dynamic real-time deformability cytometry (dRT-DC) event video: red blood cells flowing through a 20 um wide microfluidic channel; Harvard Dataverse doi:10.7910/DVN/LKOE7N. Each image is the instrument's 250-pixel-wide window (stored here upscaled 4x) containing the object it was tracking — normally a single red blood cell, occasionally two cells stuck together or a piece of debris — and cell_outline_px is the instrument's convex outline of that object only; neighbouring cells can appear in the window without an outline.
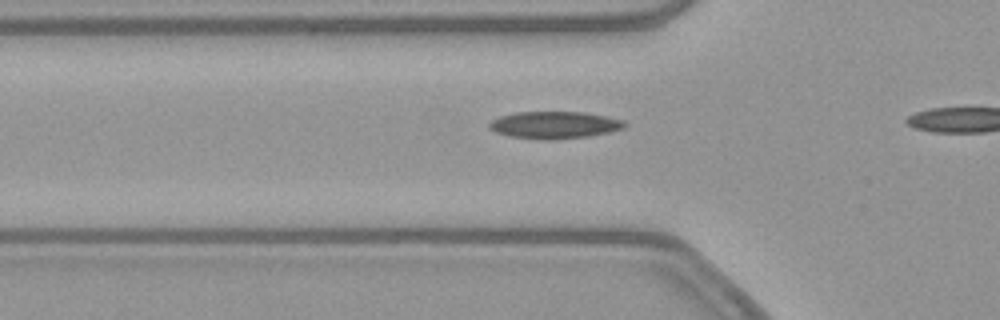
{"species": "common noctule bat (a hibernating species)", "species_latin": "Nyctalus noctula", "temperature_condition": "warm", "stored_images_in_passage": 7, "camera_frame_rate_fps": 3000, "um_per_image_px": 0.085, "animal": {"sex": "female", "body_mass_g": 21.9}, "frame": {"image": 1, "passage_image": 2, "time_ms": 0.333, "image_size_px": [1000, 320], "cell_outline_px": [[628, 124], [624, 128], [608, 132], [588, 136], [548, 140], [544, 140], [508, 136], [496, 132], [488, 128], [488, 124], [492, 120], [500, 116], [516, 112], [584, 112], [624, 120]], "centroid_in_image_um": [47.11, 10.62], "position_along_channel_um": 78.7, "area_um2": 21.39}}
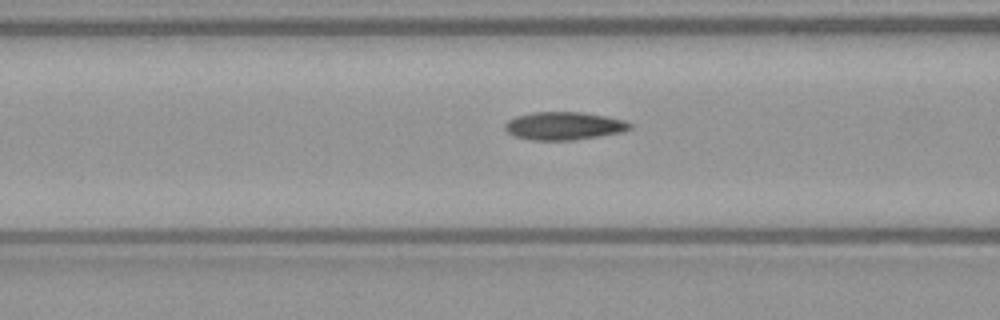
{"frame": {"image": 2, "passage_image": 5, "time_ms": 1.333, "image_size_px": [1000, 320], "cell_outline_px": [[632, 128], [620, 132], [572, 140], [532, 140], [512, 136], [504, 128], [504, 124], [508, 120], [516, 116], [532, 112], [584, 112], [624, 120], [632, 124]], "centroid_in_image_um": [47.89, 10.69], "position_along_channel_um": 118.7, "area_um2": 20.29}}